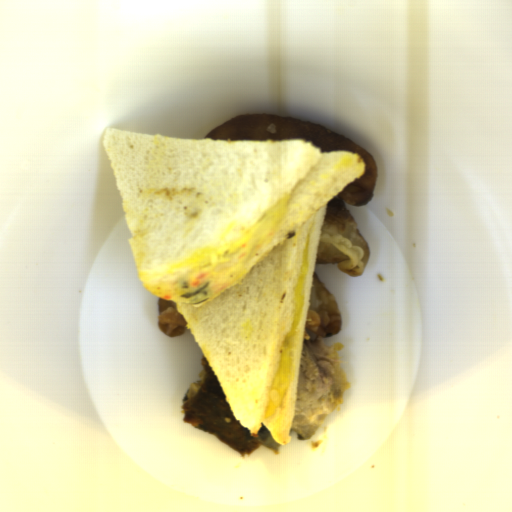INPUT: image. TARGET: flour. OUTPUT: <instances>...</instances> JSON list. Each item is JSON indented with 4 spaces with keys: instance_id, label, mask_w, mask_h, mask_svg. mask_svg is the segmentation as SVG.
I'll return each mask as SVG.
<instances>
[{
    "instance_id": "2",
    "label": "flour",
    "mask_w": 512,
    "mask_h": 512,
    "mask_svg": "<svg viewBox=\"0 0 512 512\" xmlns=\"http://www.w3.org/2000/svg\"><path fill=\"white\" fill-rule=\"evenodd\" d=\"M304 328L317 336L326 338L342 329L338 307L316 273L313 272L308 297Z\"/></svg>"
},
{
    "instance_id": "1",
    "label": "flour",
    "mask_w": 512,
    "mask_h": 512,
    "mask_svg": "<svg viewBox=\"0 0 512 512\" xmlns=\"http://www.w3.org/2000/svg\"><path fill=\"white\" fill-rule=\"evenodd\" d=\"M204 139L273 141L302 139L322 152L346 151L362 157L361 176L327 202L315 264H337L340 273L358 278L371 256L347 205L369 203L378 181V166L359 144L342 133L281 114H245L212 129Z\"/></svg>"
},
{
    "instance_id": "3",
    "label": "flour",
    "mask_w": 512,
    "mask_h": 512,
    "mask_svg": "<svg viewBox=\"0 0 512 512\" xmlns=\"http://www.w3.org/2000/svg\"><path fill=\"white\" fill-rule=\"evenodd\" d=\"M158 328L167 336L176 337L190 328L188 321L178 311L176 301L158 296L157 300Z\"/></svg>"
}]
</instances>
